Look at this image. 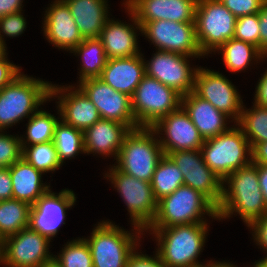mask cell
Masks as SVG:
<instances>
[{
  "label": "cell",
  "instance_id": "cell-49",
  "mask_svg": "<svg viewBox=\"0 0 267 267\" xmlns=\"http://www.w3.org/2000/svg\"><path fill=\"white\" fill-rule=\"evenodd\" d=\"M258 178L264 200L267 204V165H258Z\"/></svg>",
  "mask_w": 267,
  "mask_h": 267
},
{
  "label": "cell",
  "instance_id": "cell-36",
  "mask_svg": "<svg viewBox=\"0 0 267 267\" xmlns=\"http://www.w3.org/2000/svg\"><path fill=\"white\" fill-rule=\"evenodd\" d=\"M54 259L62 267H94L88 243L84 238L67 242Z\"/></svg>",
  "mask_w": 267,
  "mask_h": 267
},
{
  "label": "cell",
  "instance_id": "cell-1",
  "mask_svg": "<svg viewBox=\"0 0 267 267\" xmlns=\"http://www.w3.org/2000/svg\"><path fill=\"white\" fill-rule=\"evenodd\" d=\"M222 198L217 207L218 219L240 215L248 226L267 213V204L259 185L258 165L249 164L229 174L222 182ZM224 184H228V189Z\"/></svg>",
  "mask_w": 267,
  "mask_h": 267
},
{
  "label": "cell",
  "instance_id": "cell-24",
  "mask_svg": "<svg viewBox=\"0 0 267 267\" xmlns=\"http://www.w3.org/2000/svg\"><path fill=\"white\" fill-rule=\"evenodd\" d=\"M139 55L108 59L100 79L130 97L145 75V60Z\"/></svg>",
  "mask_w": 267,
  "mask_h": 267
},
{
  "label": "cell",
  "instance_id": "cell-38",
  "mask_svg": "<svg viewBox=\"0 0 267 267\" xmlns=\"http://www.w3.org/2000/svg\"><path fill=\"white\" fill-rule=\"evenodd\" d=\"M0 132V168H9L22 158L21 138Z\"/></svg>",
  "mask_w": 267,
  "mask_h": 267
},
{
  "label": "cell",
  "instance_id": "cell-18",
  "mask_svg": "<svg viewBox=\"0 0 267 267\" xmlns=\"http://www.w3.org/2000/svg\"><path fill=\"white\" fill-rule=\"evenodd\" d=\"M151 128L157 137L159 134L166 135V138L159 135L158 139L165 155L173 151L198 150L204 143L198 129L182 107L159 119Z\"/></svg>",
  "mask_w": 267,
  "mask_h": 267
},
{
  "label": "cell",
  "instance_id": "cell-31",
  "mask_svg": "<svg viewBox=\"0 0 267 267\" xmlns=\"http://www.w3.org/2000/svg\"><path fill=\"white\" fill-rule=\"evenodd\" d=\"M184 185L183 174L174 161L165 155L159 161L153 178L151 187L157 201L172 194L177 188Z\"/></svg>",
  "mask_w": 267,
  "mask_h": 267
},
{
  "label": "cell",
  "instance_id": "cell-9",
  "mask_svg": "<svg viewBox=\"0 0 267 267\" xmlns=\"http://www.w3.org/2000/svg\"><path fill=\"white\" fill-rule=\"evenodd\" d=\"M109 172L105 173L104 178L111 181L124 200L134 230L146 231L154 221L158 209L151 183L125 174L115 166H111Z\"/></svg>",
  "mask_w": 267,
  "mask_h": 267
},
{
  "label": "cell",
  "instance_id": "cell-51",
  "mask_svg": "<svg viewBox=\"0 0 267 267\" xmlns=\"http://www.w3.org/2000/svg\"><path fill=\"white\" fill-rule=\"evenodd\" d=\"M40 267H62L54 258L44 264H42Z\"/></svg>",
  "mask_w": 267,
  "mask_h": 267
},
{
  "label": "cell",
  "instance_id": "cell-35",
  "mask_svg": "<svg viewBox=\"0 0 267 267\" xmlns=\"http://www.w3.org/2000/svg\"><path fill=\"white\" fill-rule=\"evenodd\" d=\"M21 147L22 158L42 173L55 171L62 165L53 141Z\"/></svg>",
  "mask_w": 267,
  "mask_h": 267
},
{
  "label": "cell",
  "instance_id": "cell-11",
  "mask_svg": "<svg viewBox=\"0 0 267 267\" xmlns=\"http://www.w3.org/2000/svg\"><path fill=\"white\" fill-rule=\"evenodd\" d=\"M139 24L142 35L150 39L157 50L191 58L204 56L197 40L195 23L157 20Z\"/></svg>",
  "mask_w": 267,
  "mask_h": 267
},
{
  "label": "cell",
  "instance_id": "cell-50",
  "mask_svg": "<svg viewBox=\"0 0 267 267\" xmlns=\"http://www.w3.org/2000/svg\"><path fill=\"white\" fill-rule=\"evenodd\" d=\"M207 267H236V265L231 264L230 262H212L210 261L209 264H207Z\"/></svg>",
  "mask_w": 267,
  "mask_h": 267
},
{
  "label": "cell",
  "instance_id": "cell-28",
  "mask_svg": "<svg viewBox=\"0 0 267 267\" xmlns=\"http://www.w3.org/2000/svg\"><path fill=\"white\" fill-rule=\"evenodd\" d=\"M81 58L79 82L87 79L100 78L107 63V56L99 38H85L71 52Z\"/></svg>",
  "mask_w": 267,
  "mask_h": 267
},
{
  "label": "cell",
  "instance_id": "cell-32",
  "mask_svg": "<svg viewBox=\"0 0 267 267\" xmlns=\"http://www.w3.org/2000/svg\"><path fill=\"white\" fill-rule=\"evenodd\" d=\"M240 114L236 126H238L251 148L257 143L267 142V107L253 104L252 109H244Z\"/></svg>",
  "mask_w": 267,
  "mask_h": 267
},
{
  "label": "cell",
  "instance_id": "cell-6",
  "mask_svg": "<svg viewBox=\"0 0 267 267\" xmlns=\"http://www.w3.org/2000/svg\"><path fill=\"white\" fill-rule=\"evenodd\" d=\"M201 152L205 164L222 180L252 163L250 142L236 124L228 131L204 140Z\"/></svg>",
  "mask_w": 267,
  "mask_h": 267
},
{
  "label": "cell",
  "instance_id": "cell-41",
  "mask_svg": "<svg viewBox=\"0 0 267 267\" xmlns=\"http://www.w3.org/2000/svg\"><path fill=\"white\" fill-rule=\"evenodd\" d=\"M126 267H166L156 251L154 257L136 252V248L130 254Z\"/></svg>",
  "mask_w": 267,
  "mask_h": 267
},
{
  "label": "cell",
  "instance_id": "cell-27",
  "mask_svg": "<svg viewBox=\"0 0 267 267\" xmlns=\"http://www.w3.org/2000/svg\"><path fill=\"white\" fill-rule=\"evenodd\" d=\"M8 169L12 179V198L14 199L33 205L50 189V185L42 183L43 173L23 158Z\"/></svg>",
  "mask_w": 267,
  "mask_h": 267
},
{
  "label": "cell",
  "instance_id": "cell-15",
  "mask_svg": "<svg viewBox=\"0 0 267 267\" xmlns=\"http://www.w3.org/2000/svg\"><path fill=\"white\" fill-rule=\"evenodd\" d=\"M77 86L96 106L101 119L123 123L130 130L138 128L130 96L116 91L100 78L84 80Z\"/></svg>",
  "mask_w": 267,
  "mask_h": 267
},
{
  "label": "cell",
  "instance_id": "cell-19",
  "mask_svg": "<svg viewBox=\"0 0 267 267\" xmlns=\"http://www.w3.org/2000/svg\"><path fill=\"white\" fill-rule=\"evenodd\" d=\"M76 88L72 85L59 87L51 84L50 99L58 97V114L63 122L84 132L100 120L101 116L85 93L78 86Z\"/></svg>",
  "mask_w": 267,
  "mask_h": 267
},
{
  "label": "cell",
  "instance_id": "cell-39",
  "mask_svg": "<svg viewBox=\"0 0 267 267\" xmlns=\"http://www.w3.org/2000/svg\"><path fill=\"white\" fill-rule=\"evenodd\" d=\"M21 12L22 11H19L0 17V41L6 49L7 47L2 37L4 35H6V37H17L26 29V19Z\"/></svg>",
  "mask_w": 267,
  "mask_h": 267
},
{
  "label": "cell",
  "instance_id": "cell-22",
  "mask_svg": "<svg viewBox=\"0 0 267 267\" xmlns=\"http://www.w3.org/2000/svg\"><path fill=\"white\" fill-rule=\"evenodd\" d=\"M133 25L124 24V22L108 19L99 39L102 42L108 59L126 58L141 54L137 42L136 29L141 32V25L136 19L135 14L127 7Z\"/></svg>",
  "mask_w": 267,
  "mask_h": 267
},
{
  "label": "cell",
  "instance_id": "cell-55",
  "mask_svg": "<svg viewBox=\"0 0 267 267\" xmlns=\"http://www.w3.org/2000/svg\"><path fill=\"white\" fill-rule=\"evenodd\" d=\"M261 260L267 265V255L265 258H262Z\"/></svg>",
  "mask_w": 267,
  "mask_h": 267
},
{
  "label": "cell",
  "instance_id": "cell-46",
  "mask_svg": "<svg viewBox=\"0 0 267 267\" xmlns=\"http://www.w3.org/2000/svg\"><path fill=\"white\" fill-rule=\"evenodd\" d=\"M255 104L263 107H267V70L260 77L255 91Z\"/></svg>",
  "mask_w": 267,
  "mask_h": 267
},
{
  "label": "cell",
  "instance_id": "cell-21",
  "mask_svg": "<svg viewBox=\"0 0 267 267\" xmlns=\"http://www.w3.org/2000/svg\"><path fill=\"white\" fill-rule=\"evenodd\" d=\"M43 31L48 42L70 52L84 39L63 0H55L45 11Z\"/></svg>",
  "mask_w": 267,
  "mask_h": 267
},
{
  "label": "cell",
  "instance_id": "cell-14",
  "mask_svg": "<svg viewBox=\"0 0 267 267\" xmlns=\"http://www.w3.org/2000/svg\"><path fill=\"white\" fill-rule=\"evenodd\" d=\"M183 174L184 185L200 191L216 207L221 202L223 180L204 162L201 149L167 154Z\"/></svg>",
  "mask_w": 267,
  "mask_h": 267
},
{
  "label": "cell",
  "instance_id": "cell-7",
  "mask_svg": "<svg viewBox=\"0 0 267 267\" xmlns=\"http://www.w3.org/2000/svg\"><path fill=\"white\" fill-rule=\"evenodd\" d=\"M97 225L91 237L84 238L91 251L93 266L126 267L130 254L139 246V234L143 235L144 231L130 233L109 221H102Z\"/></svg>",
  "mask_w": 267,
  "mask_h": 267
},
{
  "label": "cell",
  "instance_id": "cell-43",
  "mask_svg": "<svg viewBox=\"0 0 267 267\" xmlns=\"http://www.w3.org/2000/svg\"><path fill=\"white\" fill-rule=\"evenodd\" d=\"M248 227L253 229V239L257 245L262 247L267 253V213L262 217L252 221Z\"/></svg>",
  "mask_w": 267,
  "mask_h": 267
},
{
  "label": "cell",
  "instance_id": "cell-34",
  "mask_svg": "<svg viewBox=\"0 0 267 267\" xmlns=\"http://www.w3.org/2000/svg\"><path fill=\"white\" fill-rule=\"evenodd\" d=\"M55 117L56 116L46 111L37 110L31 117H29L28 125L26 127V141L25 138L20 137L22 138L20 140L21 146H31L53 141L55 127L60 119Z\"/></svg>",
  "mask_w": 267,
  "mask_h": 267
},
{
  "label": "cell",
  "instance_id": "cell-16",
  "mask_svg": "<svg viewBox=\"0 0 267 267\" xmlns=\"http://www.w3.org/2000/svg\"><path fill=\"white\" fill-rule=\"evenodd\" d=\"M150 61L145 62V74L162 84L186 95L194 90L197 68L189 65L190 56L157 50Z\"/></svg>",
  "mask_w": 267,
  "mask_h": 267
},
{
  "label": "cell",
  "instance_id": "cell-26",
  "mask_svg": "<svg viewBox=\"0 0 267 267\" xmlns=\"http://www.w3.org/2000/svg\"><path fill=\"white\" fill-rule=\"evenodd\" d=\"M85 38H99L108 18L106 0H63Z\"/></svg>",
  "mask_w": 267,
  "mask_h": 267
},
{
  "label": "cell",
  "instance_id": "cell-37",
  "mask_svg": "<svg viewBox=\"0 0 267 267\" xmlns=\"http://www.w3.org/2000/svg\"><path fill=\"white\" fill-rule=\"evenodd\" d=\"M233 38L251 43L260 49V25L258 13L238 17Z\"/></svg>",
  "mask_w": 267,
  "mask_h": 267
},
{
  "label": "cell",
  "instance_id": "cell-3",
  "mask_svg": "<svg viewBox=\"0 0 267 267\" xmlns=\"http://www.w3.org/2000/svg\"><path fill=\"white\" fill-rule=\"evenodd\" d=\"M51 83L20 73L0 90V131L31 117L50 100Z\"/></svg>",
  "mask_w": 267,
  "mask_h": 267
},
{
  "label": "cell",
  "instance_id": "cell-13",
  "mask_svg": "<svg viewBox=\"0 0 267 267\" xmlns=\"http://www.w3.org/2000/svg\"><path fill=\"white\" fill-rule=\"evenodd\" d=\"M193 92L229 116L234 123L238 121L243 101L235 86L224 75L198 67Z\"/></svg>",
  "mask_w": 267,
  "mask_h": 267
},
{
  "label": "cell",
  "instance_id": "cell-53",
  "mask_svg": "<svg viewBox=\"0 0 267 267\" xmlns=\"http://www.w3.org/2000/svg\"><path fill=\"white\" fill-rule=\"evenodd\" d=\"M6 48L3 46V44L0 41V57L3 56L6 52Z\"/></svg>",
  "mask_w": 267,
  "mask_h": 267
},
{
  "label": "cell",
  "instance_id": "cell-25",
  "mask_svg": "<svg viewBox=\"0 0 267 267\" xmlns=\"http://www.w3.org/2000/svg\"><path fill=\"white\" fill-rule=\"evenodd\" d=\"M129 131L123 123L108 119L98 120L83 132L85 154L112 155L114 159L117 158Z\"/></svg>",
  "mask_w": 267,
  "mask_h": 267
},
{
  "label": "cell",
  "instance_id": "cell-45",
  "mask_svg": "<svg viewBox=\"0 0 267 267\" xmlns=\"http://www.w3.org/2000/svg\"><path fill=\"white\" fill-rule=\"evenodd\" d=\"M12 198V179L8 168H0V201Z\"/></svg>",
  "mask_w": 267,
  "mask_h": 267
},
{
  "label": "cell",
  "instance_id": "cell-30",
  "mask_svg": "<svg viewBox=\"0 0 267 267\" xmlns=\"http://www.w3.org/2000/svg\"><path fill=\"white\" fill-rule=\"evenodd\" d=\"M31 205L14 198L0 201V232L4 238L29 227Z\"/></svg>",
  "mask_w": 267,
  "mask_h": 267
},
{
  "label": "cell",
  "instance_id": "cell-29",
  "mask_svg": "<svg viewBox=\"0 0 267 267\" xmlns=\"http://www.w3.org/2000/svg\"><path fill=\"white\" fill-rule=\"evenodd\" d=\"M217 51L222 54L227 69L234 73L246 69L253 60L257 62L267 57L253 44L235 38L225 42Z\"/></svg>",
  "mask_w": 267,
  "mask_h": 267
},
{
  "label": "cell",
  "instance_id": "cell-33",
  "mask_svg": "<svg viewBox=\"0 0 267 267\" xmlns=\"http://www.w3.org/2000/svg\"><path fill=\"white\" fill-rule=\"evenodd\" d=\"M60 162L85 153L83 131L66 124L61 119L57 123L53 139Z\"/></svg>",
  "mask_w": 267,
  "mask_h": 267
},
{
  "label": "cell",
  "instance_id": "cell-54",
  "mask_svg": "<svg viewBox=\"0 0 267 267\" xmlns=\"http://www.w3.org/2000/svg\"><path fill=\"white\" fill-rule=\"evenodd\" d=\"M4 242H5V238L2 236V234L0 232V251H1L2 247H3Z\"/></svg>",
  "mask_w": 267,
  "mask_h": 267
},
{
  "label": "cell",
  "instance_id": "cell-4",
  "mask_svg": "<svg viewBox=\"0 0 267 267\" xmlns=\"http://www.w3.org/2000/svg\"><path fill=\"white\" fill-rule=\"evenodd\" d=\"M155 135L151 127L130 130L124 137L115 167L125 174L151 183L155 169L164 156Z\"/></svg>",
  "mask_w": 267,
  "mask_h": 267
},
{
  "label": "cell",
  "instance_id": "cell-23",
  "mask_svg": "<svg viewBox=\"0 0 267 267\" xmlns=\"http://www.w3.org/2000/svg\"><path fill=\"white\" fill-rule=\"evenodd\" d=\"M181 107L189 115L204 140L216 137L231 128L226 126L229 116L216 109L209 101L197 96L193 91L182 96Z\"/></svg>",
  "mask_w": 267,
  "mask_h": 267
},
{
  "label": "cell",
  "instance_id": "cell-10",
  "mask_svg": "<svg viewBox=\"0 0 267 267\" xmlns=\"http://www.w3.org/2000/svg\"><path fill=\"white\" fill-rule=\"evenodd\" d=\"M237 18L219 0H198L195 10L197 40L204 56L214 53L234 36Z\"/></svg>",
  "mask_w": 267,
  "mask_h": 267
},
{
  "label": "cell",
  "instance_id": "cell-52",
  "mask_svg": "<svg viewBox=\"0 0 267 267\" xmlns=\"http://www.w3.org/2000/svg\"><path fill=\"white\" fill-rule=\"evenodd\" d=\"M253 266L254 267H267V265L262 260L258 262L255 261Z\"/></svg>",
  "mask_w": 267,
  "mask_h": 267
},
{
  "label": "cell",
  "instance_id": "cell-5",
  "mask_svg": "<svg viewBox=\"0 0 267 267\" xmlns=\"http://www.w3.org/2000/svg\"><path fill=\"white\" fill-rule=\"evenodd\" d=\"M205 213L218 220L217 207L205 195L190 186L181 185L158 201L155 219L148 228L207 223L203 220Z\"/></svg>",
  "mask_w": 267,
  "mask_h": 267
},
{
  "label": "cell",
  "instance_id": "cell-44",
  "mask_svg": "<svg viewBox=\"0 0 267 267\" xmlns=\"http://www.w3.org/2000/svg\"><path fill=\"white\" fill-rule=\"evenodd\" d=\"M260 25V50L267 55V1L258 12Z\"/></svg>",
  "mask_w": 267,
  "mask_h": 267
},
{
  "label": "cell",
  "instance_id": "cell-17",
  "mask_svg": "<svg viewBox=\"0 0 267 267\" xmlns=\"http://www.w3.org/2000/svg\"><path fill=\"white\" fill-rule=\"evenodd\" d=\"M56 194L49 189L30 209L29 227L50 241L58 233L60 225L65 224L66 210L76 202L74 192L69 189Z\"/></svg>",
  "mask_w": 267,
  "mask_h": 267
},
{
  "label": "cell",
  "instance_id": "cell-48",
  "mask_svg": "<svg viewBox=\"0 0 267 267\" xmlns=\"http://www.w3.org/2000/svg\"><path fill=\"white\" fill-rule=\"evenodd\" d=\"M23 0H0V17L22 11Z\"/></svg>",
  "mask_w": 267,
  "mask_h": 267
},
{
  "label": "cell",
  "instance_id": "cell-12",
  "mask_svg": "<svg viewBox=\"0 0 267 267\" xmlns=\"http://www.w3.org/2000/svg\"><path fill=\"white\" fill-rule=\"evenodd\" d=\"M50 240L30 227L5 238L0 251V263L5 267H40L53 259Z\"/></svg>",
  "mask_w": 267,
  "mask_h": 267
},
{
  "label": "cell",
  "instance_id": "cell-47",
  "mask_svg": "<svg viewBox=\"0 0 267 267\" xmlns=\"http://www.w3.org/2000/svg\"><path fill=\"white\" fill-rule=\"evenodd\" d=\"M252 163L267 165V142L257 143L252 148Z\"/></svg>",
  "mask_w": 267,
  "mask_h": 267
},
{
  "label": "cell",
  "instance_id": "cell-8",
  "mask_svg": "<svg viewBox=\"0 0 267 267\" xmlns=\"http://www.w3.org/2000/svg\"><path fill=\"white\" fill-rule=\"evenodd\" d=\"M182 95L157 79L144 75L131 97L138 127H152L159 119L181 107Z\"/></svg>",
  "mask_w": 267,
  "mask_h": 267
},
{
  "label": "cell",
  "instance_id": "cell-20",
  "mask_svg": "<svg viewBox=\"0 0 267 267\" xmlns=\"http://www.w3.org/2000/svg\"><path fill=\"white\" fill-rule=\"evenodd\" d=\"M198 0H126L125 4L139 23L169 20L195 23Z\"/></svg>",
  "mask_w": 267,
  "mask_h": 267
},
{
  "label": "cell",
  "instance_id": "cell-42",
  "mask_svg": "<svg viewBox=\"0 0 267 267\" xmlns=\"http://www.w3.org/2000/svg\"><path fill=\"white\" fill-rule=\"evenodd\" d=\"M6 54L0 57V90L10 84L21 73V68L8 61Z\"/></svg>",
  "mask_w": 267,
  "mask_h": 267
},
{
  "label": "cell",
  "instance_id": "cell-2",
  "mask_svg": "<svg viewBox=\"0 0 267 267\" xmlns=\"http://www.w3.org/2000/svg\"><path fill=\"white\" fill-rule=\"evenodd\" d=\"M207 223L174 225L167 228H147L158 243L156 249L166 267H205L198 262L206 235Z\"/></svg>",
  "mask_w": 267,
  "mask_h": 267
},
{
  "label": "cell",
  "instance_id": "cell-40",
  "mask_svg": "<svg viewBox=\"0 0 267 267\" xmlns=\"http://www.w3.org/2000/svg\"><path fill=\"white\" fill-rule=\"evenodd\" d=\"M236 18L258 13L267 0H219Z\"/></svg>",
  "mask_w": 267,
  "mask_h": 267
}]
</instances>
